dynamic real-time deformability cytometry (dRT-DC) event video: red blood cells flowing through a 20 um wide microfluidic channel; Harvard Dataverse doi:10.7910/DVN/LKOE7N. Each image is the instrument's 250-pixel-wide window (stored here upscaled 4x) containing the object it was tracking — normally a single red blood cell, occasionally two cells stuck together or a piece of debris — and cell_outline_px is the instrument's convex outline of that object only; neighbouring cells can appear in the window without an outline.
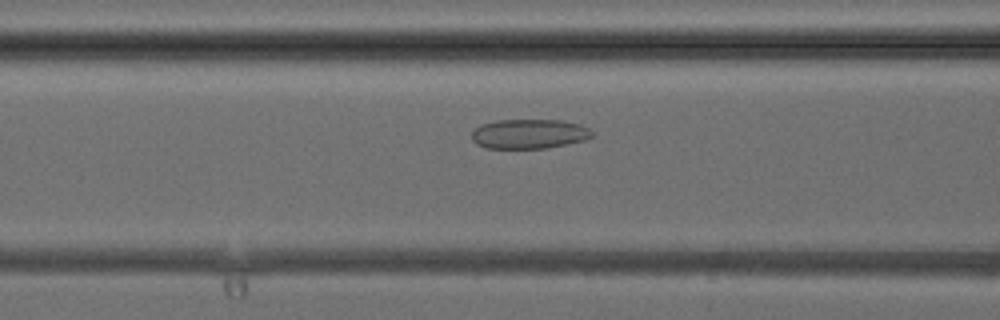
{"species": "common noctule bat (a hibernating species)", "species_latin": "Nyctalus noctula", "temperature_condition": "cold", "stored_images_in_passage": 4, "camera_frame_rate_fps": 3000, "um_per_image_px": 0.085, "animal": {"sex": "female", "body_mass_g": 24.6, "forearm_length_mm": 56.2}, "frame": {"image": 1, "passage_image": 3, "time_ms": 2.333, "image_size_px": [1000, 320], "cell_outline_px": [[592, 136], [584, 140], [548, 148], [484, 148], [476, 144], [472, 140], [472, 132], [480, 124], [496, 120], [564, 120], [580, 124], [588, 128], [592, 132]], "centroid_in_image_um": [44.95, 11.38], "position_along_channel_um": 121.6, "area_um2": 20.81}}